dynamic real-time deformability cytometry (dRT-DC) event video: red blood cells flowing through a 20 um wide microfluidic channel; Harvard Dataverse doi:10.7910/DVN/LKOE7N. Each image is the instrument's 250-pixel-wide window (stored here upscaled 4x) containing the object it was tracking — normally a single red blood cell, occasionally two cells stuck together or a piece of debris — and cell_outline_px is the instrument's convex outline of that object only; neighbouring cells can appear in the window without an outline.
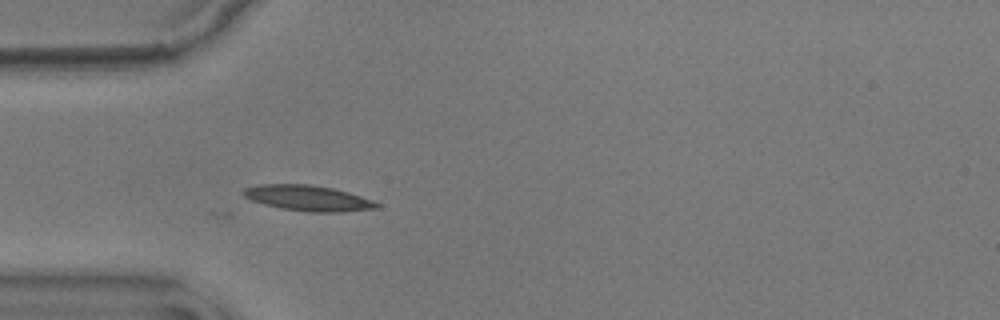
{"species": "common noctule bat (a hibernating species)", "species_latin": "Nyctalus noctula", "temperature_condition": "warm", "stored_images_in_passage": 46, "camera_frame_rate_fps": 3000, "um_per_image_px": 0.085, "animal": {"sex": "male", "body_mass_g": 17.9}, "frame": {"image": 1, "passage_image": 5, "time_ms": 1.333, "image_size_px": [1000, 320], "cell_outline_px": [[380, 208], [340, 212], [308, 212], [280, 208], [264, 204], [252, 200], [244, 196], [240, 192], [244, 188], [256, 184], [312, 184], [332, 188], [348, 192], [372, 200], [380, 204]], "centroid_in_image_um": [26.16, 16.83], "position_along_channel_um": 58.8, "area_um2": 20.0}}
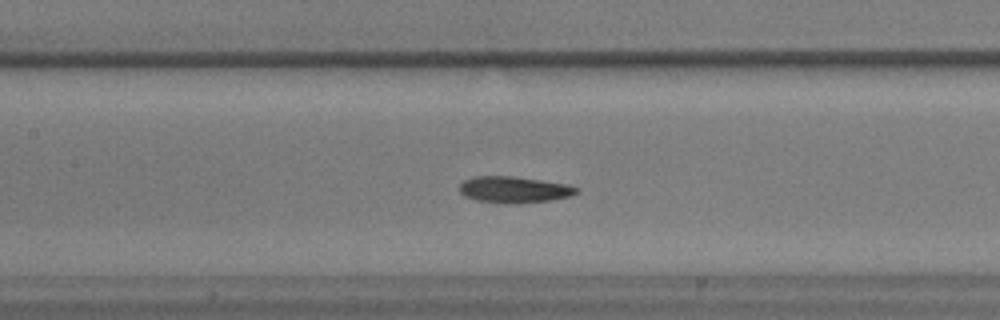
{"frame": {"image": 2, "passage_image": 14, "time_ms": 4.333, "image_size_px": [1000, 320], "cell_outline_px": [[580, 192], [572, 196], [548, 200], [516, 204], [508, 204], [476, 200], [464, 196], [460, 192], [460, 184], [464, 180], [476, 176], [512, 176], [568, 184], [576, 188]], "centroid_in_image_um": [43.69, 16.12], "position_along_channel_um": 163.7, "area_um2": 17.98}}
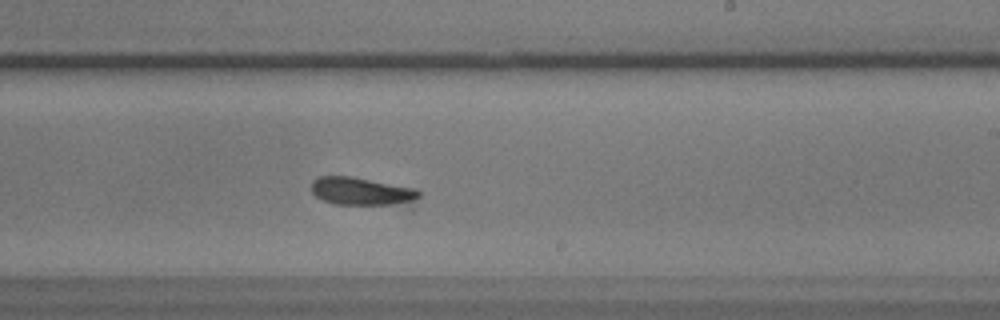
{"frame": {"image": 3, "passage_image": 22, "time_ms": 7.0, "image_size_px": [1000, 320], "cell_outline_px": [[420, 196], [412, 212], [336, 204], [324, 200], [316, 196], [312, 192], [312, 180], [320, 176], [352, 176], [416, 188], [420, 192]], "centroid_in_image_um": [31.06, 16.41], "position_along_channel_um": 257.9, "area_um2": 19.94}}